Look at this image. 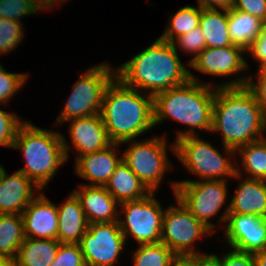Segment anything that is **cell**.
I'll return each mask as SVG.
<instances>
[{
  "mask_svg": "<svg viewBox=\"0 0 266 266\" xmlns=\"http://www.w3.org/2000/svg\"><path fill=\"white\" fill-rule=\"evenodd\" d=\"M25 238L58 240V209L41 191L22 212Z\"/></svg>",
  "mask_w": 266,
  "mask_h": 266,
  "instance_id": "cell-15",
  "label": "cell"
},
{
  "mask_svg": "<svg viewBox=\"0 0 266 266\" xmlns=\"http://www.w3.org/2000/svg\"><path fill=\"white\" fill-rule=\"evenodd\" d=\"M258 77L256 81L252 79V75L249 77H240L233 79L229 82L216 85V87H244L246 86L255 96L256 101L261 105L266 112V69H259Z\"/></svg>",
  "mask_w": 266,
  "mask_h": 266,
  "instance_id": "cell-30",
  "label": "cell"
},
{
  "mask_svg": "<svg viewBox=\"0 0 266 266\" xmlns=\"http://www.w3.org/2000/svg\"><path fill=\"white\" fill-rule=\"evenodd\" d=\"M180 258L164 243L140 244L134 251V266H174Z\"/></svg>",
  "mask_w": 266,
  "mask_h": 266,
  "instance_id": "cell-28",
  "label": "cell"
},
{
  "mask_svg": "<svg viewBox=\"0 0 266 266\" xmlns=\"http://www.w3.org/2000/svg\"><path fill=\"white\" fill-rule=\"evenodd\" d=\"M79 198L86 218L91 223H110L118 221L119 202L104 186L82 184L73 191ZM118 204V205H117ZM117 208V209H116Z\"/></svg>",
  "mask_w": 266,
  "mask_h": 266,
  "instance_id": "cell-19",
  "label": "cell"
},
{
  "mask_svg": "<svg viewBox=\"0 0 266 266\" xmlns=\"http://www.w3.org/2000/svg\"><path fill=\"white\" fill-rule=\"evenodd\" d=\"M105 63L92 66L74 83L72 92L58 116L57 122L99 114L105 90L116 77V69Z\"/></svg>",
  "mask_w": 266,
  "mask_h": 266,
  "instance_id": "cell-7",
  "label": "cell"
},
{
  "mask_svg": "<svg viewBox=\"0 0 266 266\" xmlns=\"http://www.w3.org/2000/svg\"><path fill=\"white\" fill-rule=\"evenodd\" d=\"M215 92L216 87L200 83L189 71L186 83L153 96L154 125L157 126L165 119L186 124L189 129L177 132L175 141L197 135L196 128L211 131Z\"/></svg>",
  "mask_w": 266,
  "mask_h": 266,
  "instance_id": "cell-4",
  "label": "cell"
},
{
  "mask_svg": "<svg viewBox=\"0 0 266 266\" xmlns=\"http://www.w3.org/2000/svg\"><path fill=\"white\" fill-rule=\"evenodd\" d=\"M112 143L107 148L78 157L75 160V172L83 179L91 182L87 186H105L116 167L121 163L122 156L117 157V146Z\"/></svg>",
  "mask_w": 266,
  "mask_h": 266,
  "instance_id": "cell-18",
  "label": "cell"
},
{
  "mask_svg": "<svg viewBox=\"0 0 266 266\" xmlns=\"http://www.w3.org/2000/svg\"><path fill=\"white\" fill-rule=\"evenodd\" d=\"M23 123L15 113L0 109V146L12 148L18 129Z\"/></svg>",
  "mask_w": 266,
  "mask_h": 266,
  "instance_id": "cell-35",
  "label": "cell"
},
{
  "mask_svg": "<svg viewBox=\"0 0 266 266\" xmlns=\"http://www.w3.org/2000/svg\"><path fill=\"white\" fill-rule=\"evenodd\" d=\"M190 5L180 8L170 19L166 31L159 37L164 41L173 43L178 37L190 32L199 26L202 8Z\"/></svg>",
  "mask_w": 266,
  "mask_h": 266,
  "instance_id": "cell-29",
  "label": "cell"
},
{
  "mask_svg": "<svg viewBox=\"0 0 266 266\" xmlns=\"http://www.w3.org/2000/svg\"><path fill=\"white\" fill-rule=\"evenodd\" d=\"M256 266H266V250L253 253Z\"/></svg>",
  "mask_w": 266,
  "mask_h": 266,
  "instance_id": "cell-43",
  "label": "cell"
},
{
  "mask_svg": "<svg viewBox=\"0 0 266 266\" xmlns=\"http://www.w3.org/2000/svg\"><path fill=\"white\" fill-rule=\"evenodd\" d=\"M225 238L234 250L255 253L266 250V218L254 214H228Z\"/></svg>",
  "mask_w": 266,
  "mask_h": 266,
  "instance_id": "cell-13",
  "label": "cell"
},
{
  "mask_svg": "<svg viewBox=\"0 0 266 266\" xmlns=\"http://www.w3.org/2000/svg\"><path fill=\"white\" fill-rule=\"evenodd\" d=\"M60 242L54 239L24 238L18 248L15 266H50Z\"/></svg>",
  "mask_w": 266,
  "mask_h": 266,
  "instance_id": "cell-23",
  "label": "cell"
},
{
  "mask_svg": "<svg viewBox=\"0 0 266 266\" xmlns=\"http://www.w3.org/2000/svg\"><path fill=\"white\" fill-rule=\"evenodd\" d=\"M174 266H188L182 259H180Z\"/></svg>",
  "mask_w": 266,
  "mask_h": 266,
  "instance_id": "cell-45",
  "label": "cell"
},
{
  "mask_svg": "<svg viewBox=\"0 0 266 266\" xmlns=\"http://www.w3.org/2000/svg\"><path fill=\"white\" fill-rule=\"evenodd\" d=\"M69 135L73 147L80 156L94 153L112 144L102 117L99 114L70 120Z\"/></svg>",
  "mask_w": 266,
  "mask_h": 266,
  "instance_id": "cell-17",
  "label": "cell"
},
{
  "mask_svg": "<svg viewBox=\"0 0 266 266\" xmlns=\"http://www.w3.org/2000/svg\"><path fill=\"white\" fill-rule=\"evenodd\" d=\"M104 187L119 204L144 198L150 193L138 176L123 161L116 167Z\"/></svg>",
  "mask_w": 266,
  "mask_h": 266,
  "instance_id": "cell-22",
  "label": "cell"
},
{
  "mask_svg": "<svg viewBox=\"0 0 266 266\" xmlns=\"http://www.w3.org/2000/svg\"><path fill=\"white\" fill-rule=\"evenodd\" d=\"M116 76L126 86L144 90V94L148 92L154 96L186 83L189 80V70L179 59L173 43L158 38L142 52L117 67Z\"/></svg>",
  "mask_w": 266,
  "mask_h": 266,
  "instance_id": "cell-2",
  "label": "cell"
},
{
  "mask_svg": "<svg viewBox=\"0 0 266 266\" xmlns=\"http://www.w3.org/2000/svg\"><path fill=\"white\" fill-rule=\"evenodd\" d=\"M177 158L185 165L189 172L199 176L202 180H224L221 177L240 178L241 172L229 156L235 155V150L223 145L224 156L209 142L197 135L186 136L170 146ZM226 154V157H225Z\"/></svg>",
  "mask_w": 266,
  "mask_h": 266,
  "instance_id": "cell-6",
  "label": "cell"
},
{
  "mask_svg": "<svg viewBox=\"0 0 266 266\" xmlns=\"http://www.w3.org/2000/svg\"><path fill=\"white\" fill-rule=\"evenodd\" d=\"M210 132L222 133L223 145L236 151L264 138L266 112L246 86L216 87Z\"/></svg>",
  "mask_w": 266,
  "mask_h": 266,
  "instance_id": "cell-1",
  "label": "cell"
},
{
  "mask_svg": "<svg viewBox=\"0 0 266 266\" xmlns=\"http://www.w3.org/2000/svg\"><path fill=\"white\" fill-rule=\"evenodd\" d=\"M50 266H86L79 244L60 243Z\"/></svg>",
  "mask_w": 266,
  "mask_h": 266,
  "instance_id": "cell-36",
  "label": "cell"
},
{
  "mask_svg": "<svg viewBox=\"0 0 266 266\" xmlns=\"http://www.w3.org/2000/svg\"><path fill=\"white\" fill-rule=\"evenodd\" d=\"M199 26L205 37L206 47L221 48L234 45L229 37L228 10L202 8Z\"/></svg>",
  "mask_w": 266,
  "mask_h": 266,
  "instance_id": "cell-24",
  "label": "cell"
},
{
  "mask_svg": "<svg viewBox=\"0 0 266 266\" xmlns=\"http://www.w3.org/2000/svg\"><path fill=\"white\" fill-rule=\"evenodd\" d=\"M177 206L164 210L161 242L180 259L201 252L194 250L195 242L203 235L213 234L189 209L175 196Z\"/></svg>",
  "mask_w": 266,
  "mask_h": 266,
  "instance_id": "cell-8",
  "label": "cell"
},
{
  "mask_svg": "<svg viewBox=\"0 0 266 266\" xmlns=\"http://www.w3.org/2000/svg\"><path fill=\"white\" fill-rule=\"evenodd\" d=\"M259 63V69H266V23L262 26V31L252 43L247 52Z\"/></svg>",
  "mask_w": 266,
  "mask_h": 266,
  "instance_id": "cell-39",
  "label": "cell"
},
{
  "mask_svg": "<svg viewBox=\"0 0 266 266\" xmlns=\"http://www.w3.org/2000/svg\"><path fill=\"white\" fill-rule=\"evenodd\" d=\"M228 214H254L266 218V180H242L220 220L226 222Z\"/></svg>",
  "mask_w": 266,
  "mask_h": 266,
  "instance_id": "cell-20",
  "label": "cell"
},
{
  "mask_svg": "<svg viewBox=\"0 0 266 266\" xmlns=\"http://www.w3.org/2000/svg\"><path fill=\"white\" fill-rule=\"evenodd\" d=\"M41 190L23 173L8 175L0 165V214H22L36 191Z\"/></svg>",
  "mask_w": 266,
  "mask_h": 266,
  "instance_id": "cell-16",
  "label": "cell"
},
{
  "mask_svg": "<svg viewBox=\"0 0 266 266\" xmlns=\"http://www.w3.org/2000/svg\"><path fill=\"white\" fill-rule=\"evenodd\" d=\"M41 10L31 0H0V18L21 23L23 16L33 15Z\"/></svg>",
  "mask_w": 266,
  "mask_h": 266,
  "instance_id": "cell-32",
  "label": "cell"
},
{
  "mask_svg": "<svg viewBox=\"0 0 266 266\" xmlns=\"http://www.w3.org/2000/svg\"><path fill=\"white\" fill-rule=\"evenodd\" d=\"M227 179L183 180L172 182L174 195L212 232L216 227L210 220L216 216L228 197Z\"/></svg>",
  "mask_w": 266,
  "mask_h": 266,
  "instance_id": "cell-9",
  "label": "cell"
},
{
  "mask_svg": "<svg viewBox=\"0 0 266 266\" xmlns=\"http://www.w3.org/2000/svg\"><path fill=\"white\" fill-rule=\"evenodd\" d=\"M0 266H15L14 261L0 254Z\"/></svg>",
  "mask_w": 266,
  "mask_h": 266,
  "instance_id": "cell-44",
  "label": "cell"
},
{
  "mask_svg": "<svg viewBox=\"0 0 266 266\" xmlns=\"http://www.w3.org/2000/svg\"><path fill=\"white\" fill-rule=\"evenodd\" d=\"M125 243L119 221H114L89 224L79 246L86 266H114Z\"/></svg>",
  "mask_w": 266,
  "mask_h": 266,
  "instance_id": "cell-12",
  "label": "cell"
},
{
  "mask_svg": "<svg viewBox=\"0 0 266 266\" xmlns=\"http://www.w3.org/2000/svg\"><path fill=\"white\" fill-rule=\"evenodd\" d=\"M28 74L10 73L0 65V104L6 105L24 83L27 81Z\"/></svg>",
  "mask_w": 266,
  "mask_h": 266,
  "instance_id": "cell-33",
  "label": "cell"
},
{
  "mask_svg": "<svg viewBox=\"0 0 266 266\" xmlns=\"http://www.w3.org/2000/svg\"><path fill=\"white\" fill-rule=\"evenodd\" d=\"M264 22L257 17L235 9L228 10L229 37L234 45L246 52L260 35Z\"/></svg>",
  "mask_w": 266,
  "mask_h": 266,
  "instance_id": "cell-25",
  "label": "cell"
},
{
  "mask_svg": "<svg viewBox=\"0 0 266 266\" xmlns=\"http://www.w3.org/2000/svg\"><path fill=\"white\" fill-rule=\"evenodd\" d=\"M235 154L241 156V166L248 178L266 180V138L239 147Z\"/></svg>",
  "mask_w": 266,
  "mask_h": 266,
  "instance_id": "cell-27",
  "label": "cell"
},
{
  "mask_svg": "<svg viewBox=\"0 0 266 266\" xmlns=\"http://www.w3.org/2000/svg\"><path fill=\"white\" fill-rule=\"evenodd\" d=\"M188 266H222L216 254L191 255L182 259Z\"/></svg>",
  "mask_w": 266,
  "mask_h": 266,
  "instance_id": "cell-40",
  "label": "cell"
},
{
  "mask_svg": "<svg viewBox=\"0 0 266 266\" xmlns=\"http://www.w3.org/2000/svg\"><path fill=\"white\" fill-rule=\"evenodd\" d=\"M24 238L22 214H0V254L14 260Z\"/></svg>",
  "mask_w": 266,
  "mask_h": 266,
  "instance_id": "cell-26",
  "label": "cell"
},
{
  "mask_svg": "<svg viewBox=\"0 0 266 266\" xmlns=\"http://www.w3.org/2000/svg\"><path fill=\"white\" fill-rule=\"evenodd\" d=\"M22 23L0 18V55L11 52L19 46L24 32Z\"/></svg>",
  "mask_w": 266,
  "mask_h": 266,
  "instance_id": "cell-31",
  "label": "cell"
},
{
  "mask_svg": "<svg viewBox=\"0 0 266 266\" xmlns=\"http://www.w3.org/2000/svg\"><path fill=\"white\" fill-rule=\"evenodd\" d=\"M173 45L175 47L178 45V48L180 47L179 49L183 50V52L195 54V56L188 62V64H190L199 55V53L206 48V41L200 26H198L190 32L178 37L173 42Z\"/></svg>",
  "mask_w": 266,
  "mask_h": 266,
  "instance_id": "cell-34",
  "label": "cell"
},
{
  "mask_svg": "<svg viewBox=\"0 0 266 266\" xmlns=\"http://www.w3.org/2000/svg\"><path fill=\"white\" fill-rule=\"evenodd\" d=\"M222 266H256L252 253L234 250L219 258Z\"/></svg>",
  "mask_w": 266,
  "mask_h": 266,
  "instance_id": "cell-38",
  "label": "cell"
},
{
  "mask_svg": "<svg viewBox=\"0 0 266 266\" xmlns=\"http://www.w3.org/2000/svg\"><path fill=\"white\" fill-rule=\"evenodd\" d=\"M166 143V138L160 136L144 141H132L122 155V161L150 192H156L165 171L171 167Z\"/></svg>",
  "mask_w": 266,
  "mask_h": 266,
  "instance_id": "cell-10",
  "label": "cell"
},
{
  "mask_svg": "<svg viewBox=\"0 0 266 266\" xmlns=\"http://www.w3.org/2000/svg\"><path fill=\"white\" fill-rule=\"evenodd\" d=\"M12 148L22 150V160L26 162L18 171L40 189L46 187L69 158L68 142L60 132L41 129L27 121L18 129Z\"/></svg>",
  "mask_w": 266,
  "mask_h": 266,
  "instance_id": "cell-5",
  "label": "cell"
},
{
  "mask_svg": "<svg viewBox=\"0 0 266 266\" xmlns=\"http://www.w3.org/2000/svg\"><path fill=\"white\" fill-rule=\"evenodd\" d=\"M232 9L253 15L266 23V0H233Z\"/></svg>",
  "mask_w": 266,
  "mask_h": 266,
  "instance_id": "cell-37",
  "label": "cell"
},
{
  "mask_svg": "<svg viewBox=\"0 0 266 266\" xmlns=\"http://www.w3.org/2000/svg\"><path fill=\"white\" fill-rule=\"evenodd\" d=\"M58 209V241L60 243L79 244L86 233L89 222L82 209L81 202L73 192Z\"/></svg>",
  "mask_w": 266,
  "mask_h": 266,
  "instance_id": "cell-21",
  "label": "cell"
},
{
  "mask_svg": "<svg viewBox=\"0 0 266 266\" xmlns=\"http://www.w3.org/2000/svg\"><path fill=\"white\" fill-rule=\"evenodd\" d=\"M198 5L205 9H226L230 10L232 8L233 0H197ZM217 6V7H216Z\"/></svg>",
  "mask_w": 266,
  "mask_h": 266,
  "instance_id": "cell-41",
  "label": "cell"
},
{
  "mask_svg": "<svg viewBox=\"0 0 266 266\" xmlns=\"http://www.w3.org/2000/svg\"><path fill=\"white\" fill-rule=\"evenodd\" d=\"M246 51L231 45L221 48L206 47L189 64L194 70L215 76H230L248 68L245 58L241 55Z\"/></svg>",
  "mask_w": 266,
  "mask_h": 266,
  "instance_id": "cell-14",
  "label": "cell"
},
{
  "mask_svg": "<svg viewBox=\"0 0 266 266\" xmlns=\"http://www.w3.org/2000/svg\"><path fill=\"white\" fill-rule=\"evenodd\" d=\"M38 8H40L42 11L43 9H52L54 8L53 6L55 5L54 3H59L61 5L60 0H31Z\"/></svg>",
  "mask_w": 266,
  "mask_h": 266,
  "instance_id": "cell-42",
  "label": "cell"
},
{
  "mask_svg": "<svg viewBox=\"0 0 266 266\" xmlns=\"http://www.w3.org/2000/svg\"><path fill=\"white\" fill-rule=\"evenodd\" d=\"M126 86L117 76L107 86L100 115L112 143H129L155 127L153 96Z\"/></svg>",
  "mask_w": 266,
  "mask_h": 266,
  "instance_id": "cell-3",
  "label": "cell"
},
{
  "mask_svg": "<svg viewBox=\"0 0 266 266\" xmlns=\"http://www.w3.org/2000/svg\"><path fill=\"white\" fill-rule=\"evenodd\" d=\"M119 206L126 214L125 219H118L125 240L131 235L139 245L161 242L164 211L154 192L138 200L122 202Z\"/></svg>",
  "mask_w": 266,
  "mask_h": 266,
  "instance_id": "cell-11",
  "label": "cell"
}]
</instances>
